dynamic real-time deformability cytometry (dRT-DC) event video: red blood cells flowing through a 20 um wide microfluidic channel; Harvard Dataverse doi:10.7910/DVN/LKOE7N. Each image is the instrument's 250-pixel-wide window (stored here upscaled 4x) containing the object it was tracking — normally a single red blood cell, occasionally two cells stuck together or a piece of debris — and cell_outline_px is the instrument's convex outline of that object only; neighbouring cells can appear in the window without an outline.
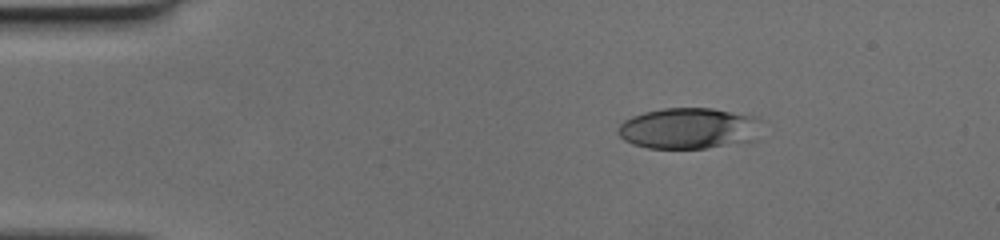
{"species": "human", "species_latin": "Homo sapiens", "temperature_condition": "cold", "stored_images_in_passage": 40, "camera_frame_rate_fps": 3000, "um_per_image_px": 0.085, "donor": {"sex": "female"}, "frame": {"image": 1, "passage_image": 1, "time_ms": 0.0, "image_size_px": [1000, 240], "cell_outline_px": [[764, 120], [752, 140], [708, 148], [648, 148], [632, 144], [624, 140], [616, 132], [620, 124], [624, 120], [632, 116], [644, 112], [664, 108], [712, 108], [760, 116]], "centroid_in_image_um": [58.56, 10.89], "position_along_channel_um": 26.4, "area_um2": 34.62}}
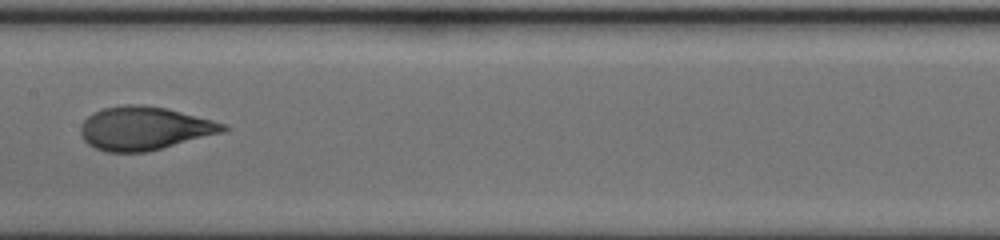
{"frame": {"image": 2, "passage_image": 19, "time_ms": 6.0, "image_size_px": [1000, 240], "cell_outline_px": [[228, 128], [224, 132], [144, 152], [108, 152], [96, 148], [88, 144], [84, 140], [80, 132], [80, 124], [92, 112], [104, 108], [128, 104], [140, 104], [168, 108], [228, 124]], "centroid_in_image_um": [12.26, 10.89], "position_along_channel_um": 195.1, "area_um2": 35.95}}
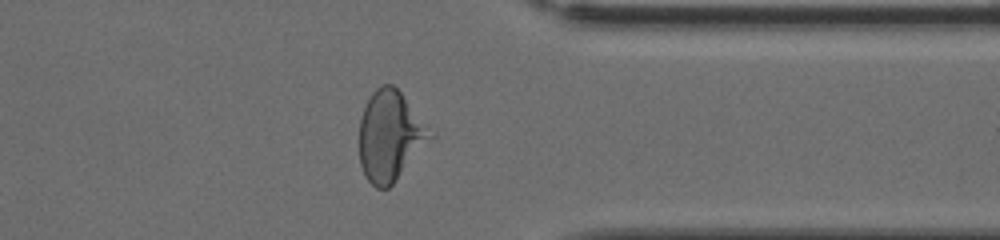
{"frame": {"image": 3, "passage_image": 33, "time_ms": 10.667, "image_size_px": [1000, 240], "cell_outline_px": [[436, 136], [392, 184], [388, 188], [376, 188], [368, 180], [360, 164], [360, 116], [372, 92], [376, 88], [384, 84], [392, 84], [400, 92], [436, 132]], "centroid_in_image_um": [33.21, 11.55], "position_along_channel_um": 378.2, "area_um2": 37.45}}